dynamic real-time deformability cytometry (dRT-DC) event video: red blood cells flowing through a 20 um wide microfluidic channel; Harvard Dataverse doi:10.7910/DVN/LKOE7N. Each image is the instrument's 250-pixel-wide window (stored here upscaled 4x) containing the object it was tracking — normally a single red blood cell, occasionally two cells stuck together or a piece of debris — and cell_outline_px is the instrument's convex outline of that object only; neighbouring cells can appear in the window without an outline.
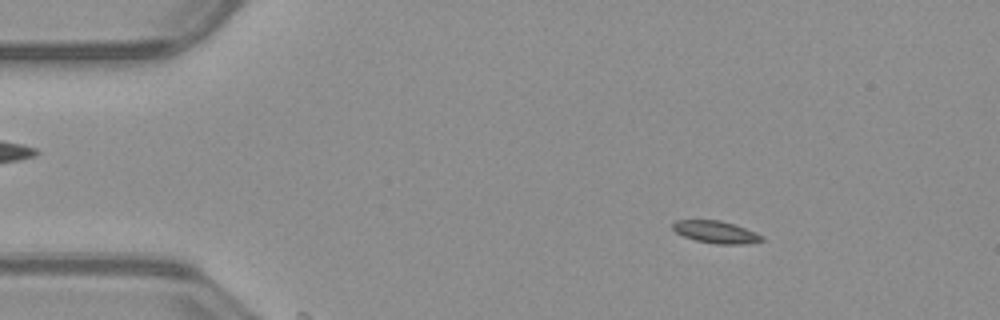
{"species": "common noctule bat (a hibernating species)", "species_latin": "Nyctalus noctula", "temperature_condition": "warm", "stored_images_in_passage": 55, "camera_frame_rate_fps": 3000, "um_per_image_px": 0.085, "animal": {"sex": "male", "body_mass_g": 23.1, "forearm_length_mm": 52.7}, "frame": {"image": 1, "passage_image": 8, "time_ms": 2.333, "image_size_px": [1000, 320], "cell_outline_px": [[764, 240], [748, 244], [716, 244], [696, 240], [684, 236], [676, 232], [672, 228], [672, 224], [676, 220], [720, 220], [756, 232], [764, 236]], "centroid_in_image_um": [60.87, 19.73], "position_along_channel_um": 24.1, "area_um2": 11.5}}
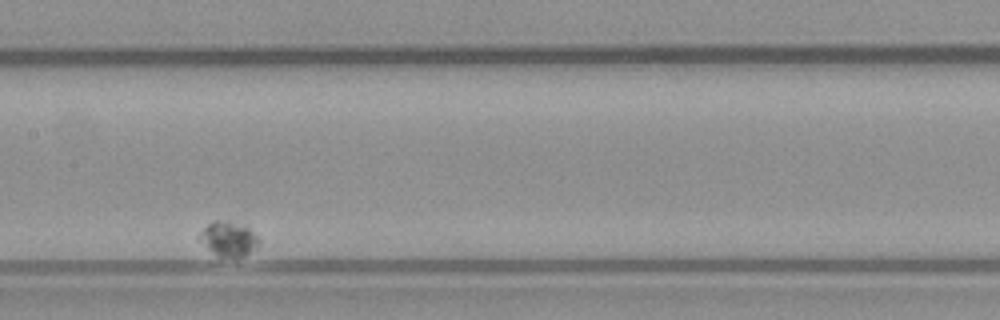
{"frame": {"image": 2, "passage_image": 34, "time_ms": 11.0, "image_size_px": [1000, 320], "cell_outline_px": [[260, 244], [256, 248], [244, 256], [216, 256], [196, 236], [208, 224], [216, 220], [228, 220], [248, 224], [260, 236]], "centroid_in_image_um": [19.5, 20.25], "position_along_channel_um": 187.9, "area_um2": 12.43}}
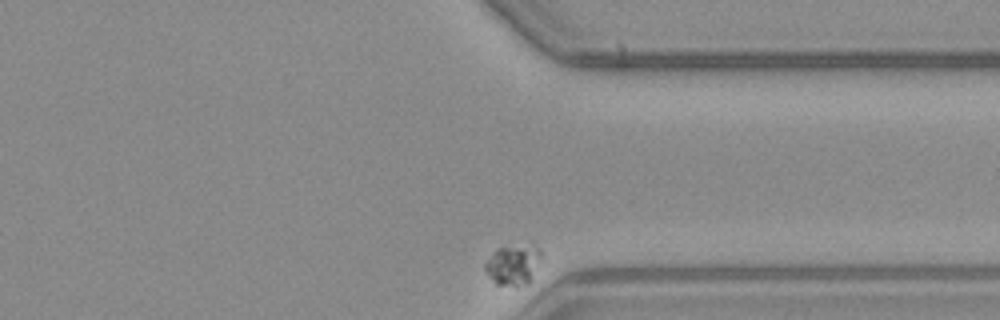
{"frame": {"image": 3, "passage_image": 55, "time_ms": 18.0, "image_size_px": [1000, 320], "cell_outline_px": [[544, 252], [532, 280], [528, 284], [496, 284], [484, 268], [484, 264], [496, 248], [540, 248]], "centroid_in_image_um": [43.65, 22.53], "position_along_channel_um": 367.8, "area_um2": 12.54}}